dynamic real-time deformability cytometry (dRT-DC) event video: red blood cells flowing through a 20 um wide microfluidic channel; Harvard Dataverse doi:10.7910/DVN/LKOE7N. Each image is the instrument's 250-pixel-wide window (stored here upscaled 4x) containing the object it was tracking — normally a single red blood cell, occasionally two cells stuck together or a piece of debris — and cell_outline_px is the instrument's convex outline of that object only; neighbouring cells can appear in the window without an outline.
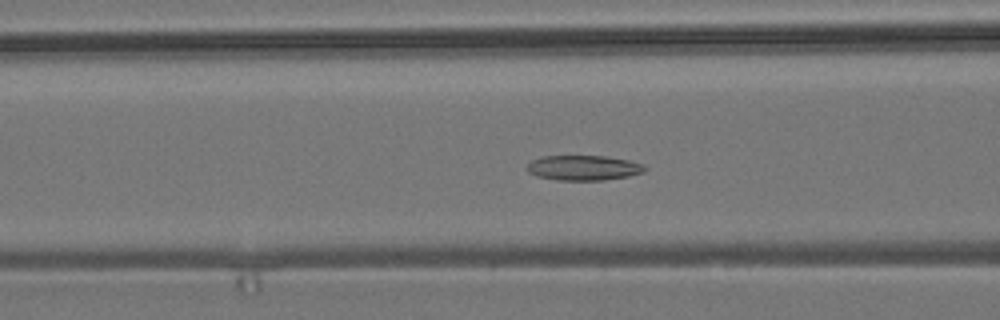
{"species": "common noctule bat (a hibernating species)", "species_latin": "Nyctalus noctula", "temperature_condition": "room temperature", "stored_images_in_passage": 43, "camera_frame_rate_fps": 3000, "um_per_image_px": 0.085, "animal": {"sex": "male", "body_mass_g": 19.2, "forearm_length_mm": 51.8}, "frame": {"image": 1, "passage_image": 9, "time_ms": 2.667, "image_size_px": [1000, 320], "cell_outline_px": [[648, 168], [644, 172], [628, 176], [604, 180], [556, 180], [536, 176], [528, 172], [524, 168], [532, 160], [544, 156], [604, 156], [628, 160], [644, 164]], "centroid_in_image_um": [49.59, 14.27], "position_along_channel_um": 117.0, "area_um2": 17.28}}
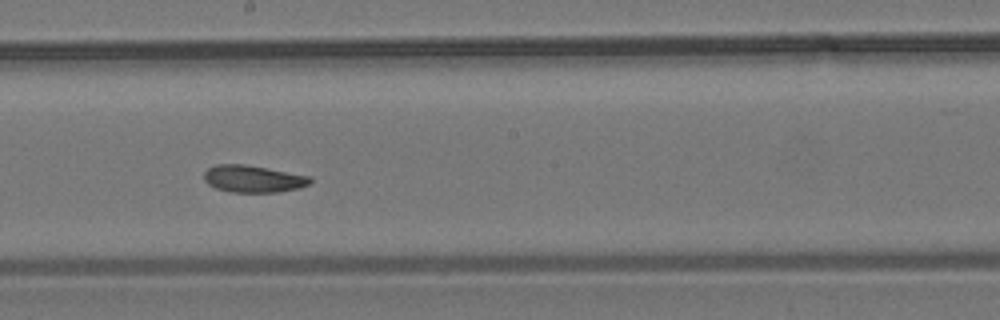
{"frame": {"image": 2, "passage_image": 18, "time_ms": 5.667, "image_size_px": [1000, 320], "cell_outline_px": [[312, 180], [308, 184], [300, 188], [280, 192], [232, 192], [216, 188], [208, 184], [204, 180], [204, 172], [208, 168], [216, 164], [244, 164], [312, 176]], "centroid_in_image_um": [21.53, 15.2], "position_along_channel_um": 226.7, "area_um2": 16.82}}
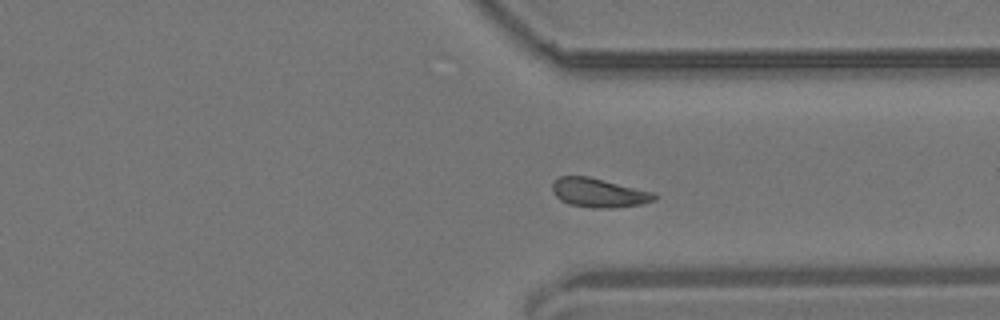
{"frame": {"image": 3, "passage_image": 29, "time_ms": 9.333, "image_size_px": [1000, 320], "cell_outline_px": [[660, 196], [656, 200], [640, 204], [608, 208], [592, 208], [568, 204], [560, 200], [552, 192], [552, 184], [560, 176], [588, 176], [652, 192]], "centroid_in_image_um": [50.88, 16.39], "position_along_channel_um": 360.5, "area_um2": 17.17}, "authors_computed_cell_mechanics": {"area_um2": 17.1088, "velocity_mm_per_s": 3.6572, "shape_relaxation_time_tau1_ms": 6.1522, "shape_relaxation_time_tau2_ms": 3.6875, "deformation_change_tau1": 0.1126, "deformation_change_tau2": 0.0918}}